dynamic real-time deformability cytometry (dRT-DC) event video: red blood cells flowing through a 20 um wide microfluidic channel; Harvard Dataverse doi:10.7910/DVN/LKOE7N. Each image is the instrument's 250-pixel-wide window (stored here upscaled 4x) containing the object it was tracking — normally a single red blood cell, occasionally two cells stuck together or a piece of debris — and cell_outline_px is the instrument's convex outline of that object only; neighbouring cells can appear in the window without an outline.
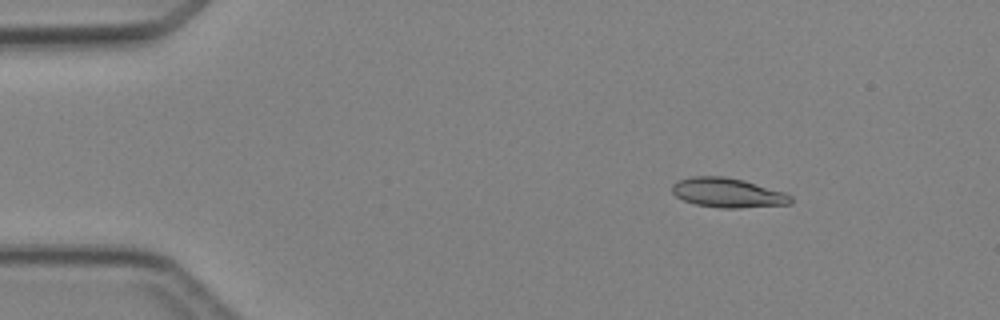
{"species": "Egyptian fruit bat (a non-hibernating species)", "species_latin": "Rousettus aegyptiacus", "temperature_condition": "cold", "stored_images_in_passage": 4, "camera_frame_rate_fps": 3000, "um_per_image_px": 0.085, "animal": {"sex": "female"}, "frame": {"image": 1, "passage_image": 2, "time_ms": 1.333, "image_size_px": [1000, 320], "cell_outline_px": [[792, 204], [740, 208], [720, 208], [696, 204], [684, 200], [676, 196], [672, 192], [672, 184], [680, 180], [692, 176], [724, 176], [744, 180], [784, 192], [792, 196]], "centroid_in_image_um": [61.88, 16.39], "position_along_channel_um": 23.1, "area_um2": 20.4}}
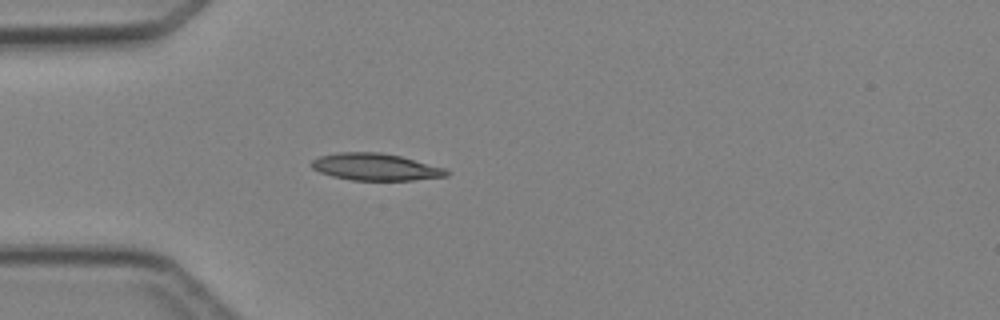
{"frame": {"image": 2, "passage_image": 4, "time_ms": 3.667, "image_size_px": [1000, 320], "cell_outline_px": [[452, 172], [448, 176], [412, 180], [352, 180], [332, 176], [320, 172], [312, 168], [308, 164], [312, 160], [320, 156], [340, 152], [380, 152], [400, 156], [444, 168]], "centroid_in_image_um": [31.9, 14.19], "position_along_channel_um": 53.1, "area_um2": 21.21}}